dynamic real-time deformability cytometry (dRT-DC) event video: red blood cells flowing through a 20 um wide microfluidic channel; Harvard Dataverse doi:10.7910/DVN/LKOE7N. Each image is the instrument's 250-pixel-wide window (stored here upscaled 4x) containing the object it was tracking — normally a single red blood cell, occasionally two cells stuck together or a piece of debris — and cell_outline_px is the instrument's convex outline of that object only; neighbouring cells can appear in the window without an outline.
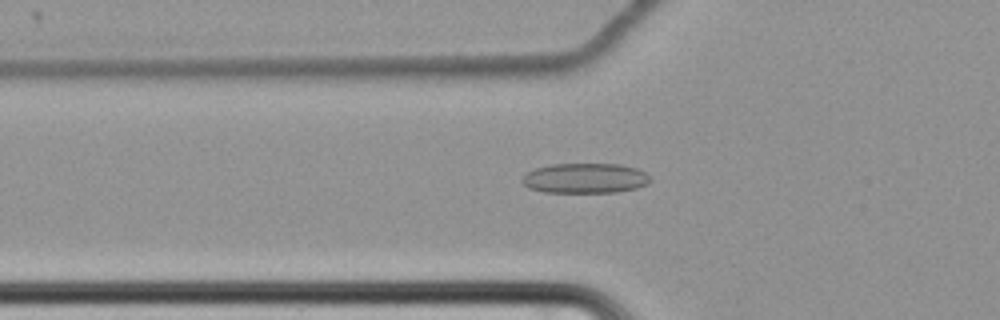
{"species": "common noctule bat (a hibernating species)", "species_latin": "Nyctalus noctula", "temperature_condition": "cold", "stored_images_in_passage": 64, "camera_frame_rate_fps": 3000, "um_per_image_px": 0.085, "animal": {"sex": "female", "body_mass_g": 22.7, "forearm_length_mm": 54.2}, "frame": {"image": 1, "passage_image": 25, "time_ms": 8.0, "image_size_px": [1000, 320], "cell_outline_px": [[652, 180], [648, 184], [636, 188], [616, 192], [544, 192], [528, 188], [520, 180], [528, 172], [536, 168], [552, 164], [620, 164], [636, 168], [652, 176]], "centroid_in_image_um": [49.76, 15.15], "position_along_channel_um": 76.0, "area_um2": 22.48}}
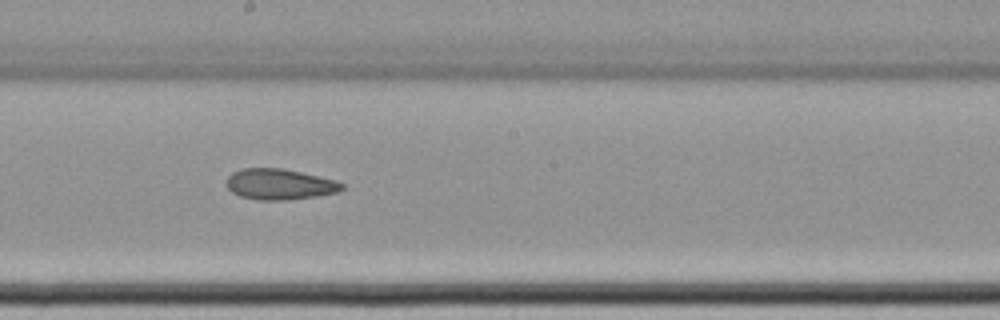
{"frame": {"image": 2, "passage_image": 38, "time_ms": 12.333, "image_size_px": [1000, 320], "cell_outline_px": [[344, 188], [336, 192], [316, 196], [288, 200], [256, 200], [240, 196], [232, 192], [228, 188], [228, 176], [232, 172], [244, 168], [284, 168], [336, 180], [344, 184]], "centroid_in_image_um": [23.77, 15.66], "position_along_channel_um": 224.4, "area_um2": 20.69}}
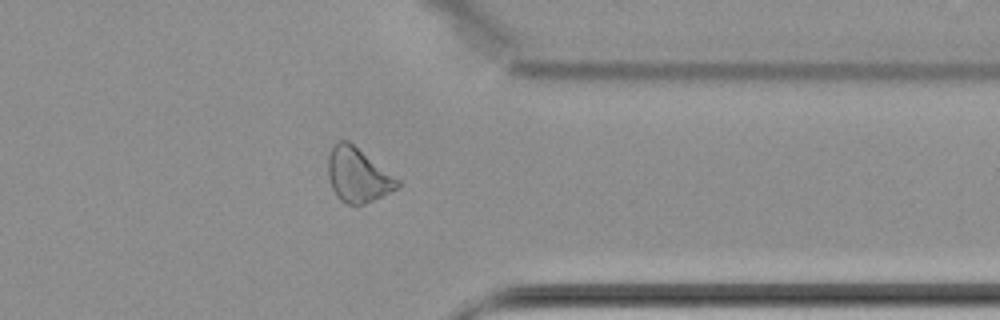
{"frame": {"image": 3, "passage_image": 52, "time_ms": 17.0, "image_size_px": [1000, 320], "cell_outline_px": [[400, 184], [396, 188], [364, 204], [348, 204], [340, 200], [336, 196], [332, 188], [328, 176], [328, 156], [332, 148], [340, 140], [348, 140], [400, 180]], "centroid_in_image_um": [30.39, 14.87], "position_along_channel_um": 381.0, "area_um2": 21.56}, "authors_computed_cell_mechanics": {"area_um2": 23.2934, "velocity_mm_per_s": 3.4543, "shape_relaxation_time_tau1_ms": null, "shape_relaxation_time_tau2_ms": 5.864, "deformation_change_tau1": null, "deformation_change_tau2": 0.1144}}